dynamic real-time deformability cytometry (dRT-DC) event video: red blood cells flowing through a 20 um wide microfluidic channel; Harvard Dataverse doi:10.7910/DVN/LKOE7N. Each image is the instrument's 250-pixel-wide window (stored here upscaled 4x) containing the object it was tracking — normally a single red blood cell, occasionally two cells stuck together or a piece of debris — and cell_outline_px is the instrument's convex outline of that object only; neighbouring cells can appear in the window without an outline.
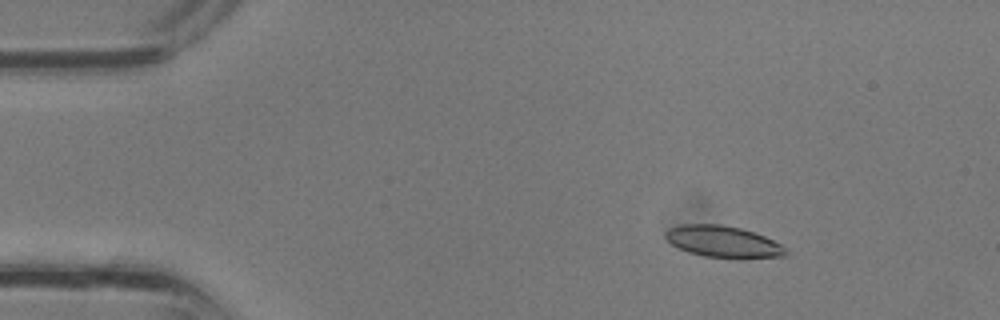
{"species": "common noctule bat (a hibernating species)", "species_latin": "Nyctalus noctula", "temperature_condition": "room temperature", "stored_images_in_passage": 34, "camera_frame_rate_fps": 3000, "um_per_image_px": 0.085, "animal": {"sex": "male", "body_mass_g": 13.3}, "frame": {"image": 1, "passage_image": 4, "time_ms": 1.0, "image_size_px": [1000, 320], "cell_outline_px": [[788, 252], [784, 256], [704, 256], [688, 252], [672, 244], [664, 236], [664, 232], [668, 228], [684, 224], [720, 224], [740, 228], [764, 236], [780, 244]], "centroid_in_image_um": [61.37, 20.49], "position_along_channel_um": 23.6, "area_um2": 21.21}}
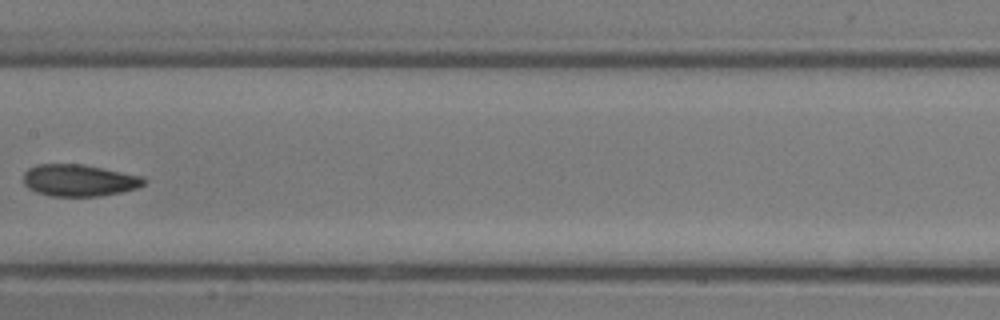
{"frame": {"image": 2, "passage_image": 17, "time_ms": 5.333, "image_size_px": [1000, 320], "cell_outline_px": [[148, 180], [144, 184], [136, 188], [120, 192], [100, 196], [48, 196], [36, 192], [28, 188], [24, 184], [24, 172], [28, 168], [36, 164], [80, 164], [140, 176]], "centroid_in_image_um": [6.67, 15.33], "position_along_channel_um": 200.7, "area_um2": 22.2}}
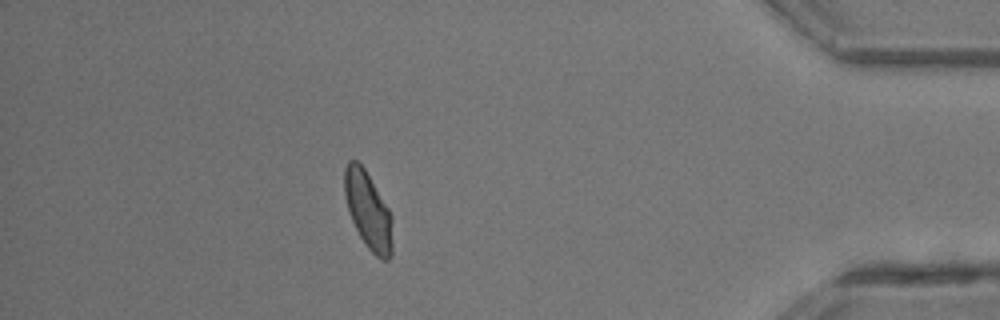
{"frame": {"image": 3, "passage_image": 30, "time_ms": 9.667, "image_size_px": [1000, 320], "cell_outline_px": [[392, 252], [388, 260], [380, 260], [368, 248], [360, 236], [352, 220], [344, 196], [344, 168], [348, 160], [356, 160], [364, 168], [388, 208], [392, 216]], "centroid_in_image_um": [31.29, 17.89], "position_along_channel_um": 403.9, "area_um2": 21.44}}